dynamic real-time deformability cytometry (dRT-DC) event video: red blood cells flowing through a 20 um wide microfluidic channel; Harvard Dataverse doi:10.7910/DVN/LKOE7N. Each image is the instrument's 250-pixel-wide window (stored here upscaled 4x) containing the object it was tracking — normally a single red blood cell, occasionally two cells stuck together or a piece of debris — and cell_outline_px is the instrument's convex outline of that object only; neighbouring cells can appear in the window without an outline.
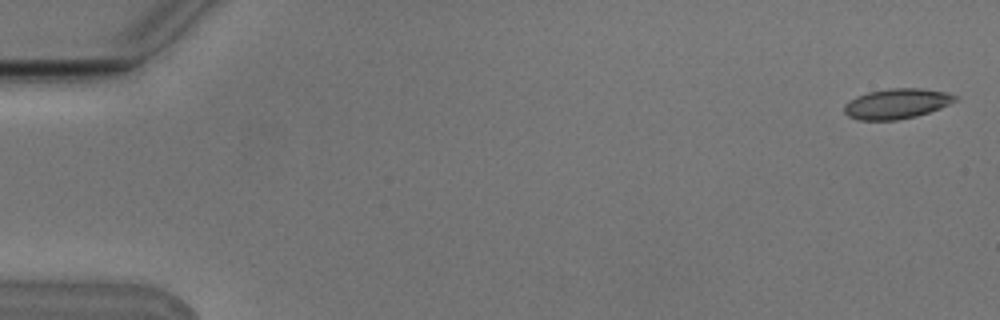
{"species": "Egyptian fruit bat (a non-hibernating species)", "species_latin": "Rousettus aegyptiacus", "temperature_condition": "cold", "stored_images_in_passage": 9, "camera_frame_rate_fps": 3000, "um_per_image_px": 0.085, "animal": {"sex": "male"}, "frame": {"image": 1, "passage_image": 1, "time_ms": 0.0, "image_size_px": [1000, 320], "cell_outline_px": [[960, 100], [940, 108], [916, 116], [896, 120], [860, 120], [848, 116], [844, 112], [844, 104], [856, 96], [868, 92], [888, 88], [924, 88], [948, 92], [956, 96]], "centroid_in_image_um": [76.24, 8.8], "position_along_channel_um": 8.8, "area_um2": 19.65}}
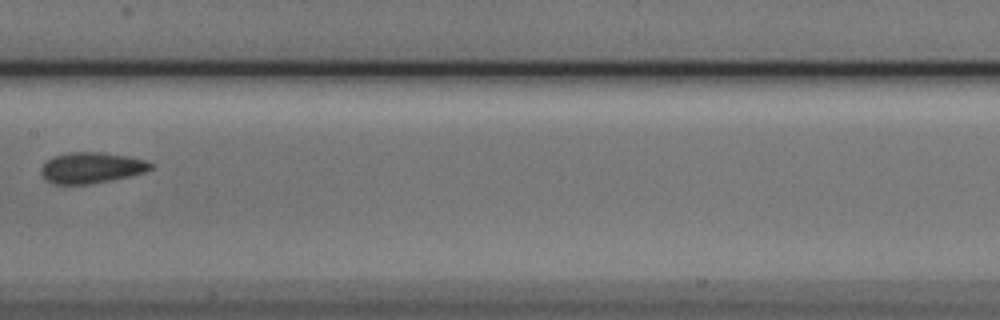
{"frame": {"image": 2, "passage_image": 8, "time_ms": 2.333, "image_size_px": [1000, 320], "cell_outline_px": [[156, 164], [152, 168], [144, 172], [112, 180], [88, 184], [52, 184], [44, 180], [40, 172], [40, 168], [44, 160], [52, 156], [68, 152], [104, 152], [128, 156], [148, 160]], "centroid_in_image_um": [7.74, 14.25], "position_along_channel_um": 199.7, "area_um2": 20.23}}
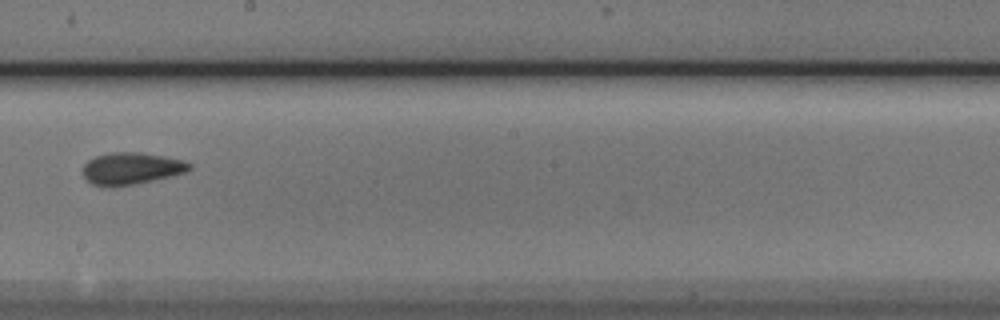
{"frame": {"image": 3, "passage_image": 9, "time_ms": 2.667, "image_size_px": [1000, 320], "cell_outline_px": [[192, 168], [184, 172], [172, 176], [132, 184], [92, 184], [84, 176], [84, 164], [88, 160], [96, 156], [108, 152], [140, 152], [164, 156], [184, 160], [192, 164]], "centroid_in_image_um": [11.21, 14.27], "position_along_channel_um": 237.0, "area_um2": 19.31}}